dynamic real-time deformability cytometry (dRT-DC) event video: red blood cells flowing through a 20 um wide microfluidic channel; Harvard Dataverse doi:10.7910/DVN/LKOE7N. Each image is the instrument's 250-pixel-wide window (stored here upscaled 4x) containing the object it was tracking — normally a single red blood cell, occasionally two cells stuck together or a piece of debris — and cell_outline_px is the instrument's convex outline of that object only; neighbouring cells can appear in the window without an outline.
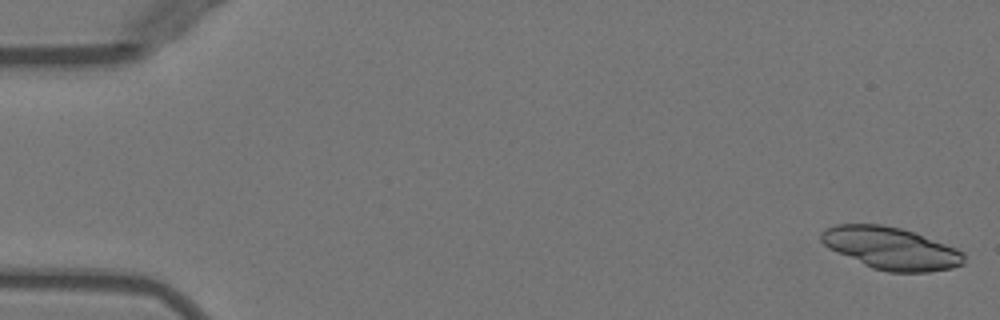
{"species": "Egyptian fruit bat (a non-hibernating species)", "species_latin": "Rousettus aegyptiacus", "temperature_condition": "warm", "stored_images_in_passage": 39, "camera_frame_rate_fps": 3000, "um_per_image_px": 0.085, "animal": {"sex": "female"}, "frame": {"image": 1, "passage_image": 1, "time_ms": 0.0, "image_size_px": [1000, 320], "cell_outline_px": [[964, 264], [952, 268], [928, 272], [888, 272], [872, 268], [828, 248], [820, 240], [820, 232], [824, 228], [836, 224], [880, 224], [900, 228], [912, 232], [956, 248], [964, 252]], "centroid_in_image_um": [75.7, 21.1], "position_along_channel_um": 9.3, "area_um2": 35.03}}
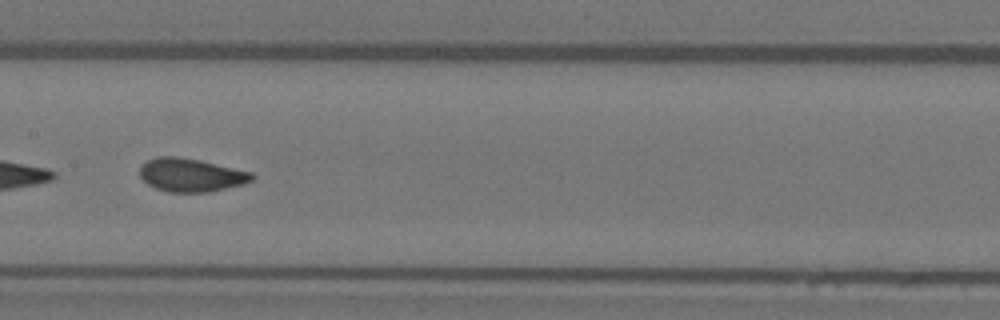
{"frame": {"image": 2, "passage_image": 26, "time_ms": 8.333, "image_size_px": [1000, 320], "cell_outline_px": [[256, 176], [252, 180], [244, 184], [208, 192], [168, 192], [156, 188], [148, 184], [140, 176], [140, 168], [148, 160], [156, 156], [180, 156], [200, 160], [252, 172]], "centroid_in_image_um": [16.25, 14.87], "position_along_channel_um": 191.1, "area_um2": 21.79}}
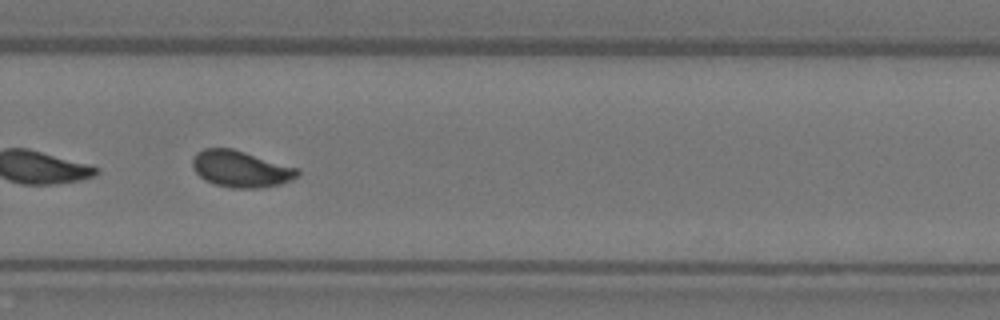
{"frame": {"image": 3, "passage_image": 35, "time_ms": 11.333, "image_size_px": [1000, 320], "cell_outline_px": [[300, 172], [292, 180], [280, 184], [260, 188], [232, 188], [212, 184], [204, 180], [192, 168], [192, 160], [196, 152], [204, 148], [232, 148], [300, 168]], "centroid_in_image_um": [20.46, 14.36], "position_along_channel_um": 309.3, "area_um2": 22.6}}